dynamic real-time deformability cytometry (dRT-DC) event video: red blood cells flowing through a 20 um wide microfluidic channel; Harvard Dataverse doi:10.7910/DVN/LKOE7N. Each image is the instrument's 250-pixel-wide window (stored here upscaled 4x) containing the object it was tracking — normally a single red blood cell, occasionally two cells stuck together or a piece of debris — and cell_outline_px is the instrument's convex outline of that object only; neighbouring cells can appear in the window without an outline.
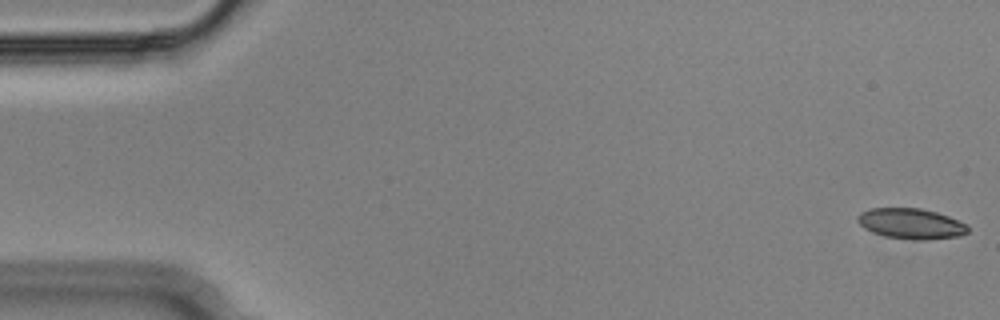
{"species": "Egyptian fruit bat (a non-hibernating species)", "species_latin": "Rousettus aegyptiacus", "temperature_condition": "cold", "stored_images_in_passage": 55, "camera_frame_rate_fps": 3000, "um_per_image_px": 0.085, "animal": {"sex": "male"}, "frame": {"image": 1, "passage_image": 1, "time_ms": 0.0, "image_size_px": [1000, 320], "cell_outline_px": [[968, 232], [960, 236], [928, 240], [912, 240], [884, 236], [872, 232], [864, 228], [856, 220], [856, 216], [860, 212], [868, 208], [920, 208], [936, 212], [948, 216], [968, 224]], "centroid_in_image_um": [77.42, 19.01], "position_along_channel_um": 7.6, "area_um2": 19.88}}
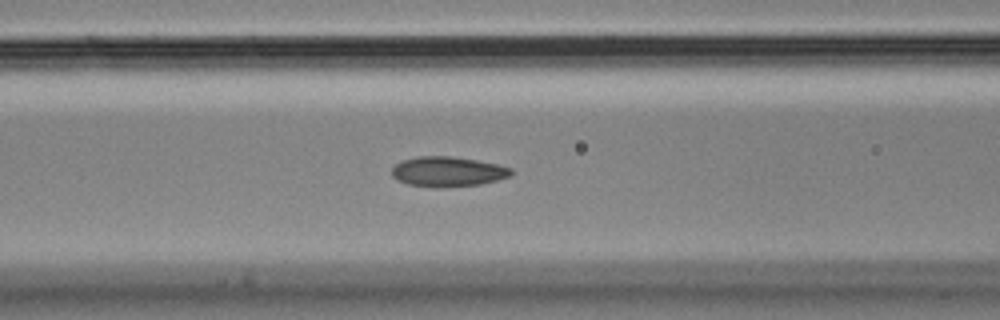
{"frame": {"image": 2, "passage_image": 22, "time_ms": 7.0, "image_size_px": [1000, 320], "cell_outline_px": [[512, 176], [480, 184], [436, 188], [408, 184], [396, 180], [392, 176], [392, 168], [396, 164], [404, 160], [416, 156], [448, 156], [476, 160], [500, 164], [512, 168]], "centroid_in_image_um": [38.07, 14.59], "position_along_channel_um": 128.5, "area_um2": 20.92}}
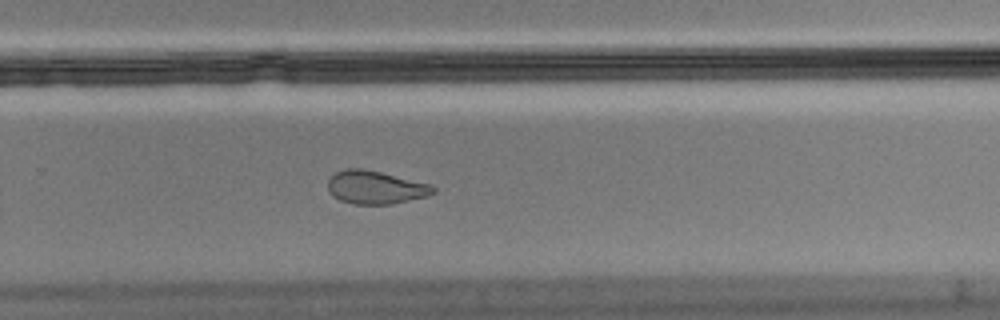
{"frame": {"image": 3, "passage_image": 36, "time_ms": 11.667, "image_size_px": [1000, 320], "cell_outline_px": [[436, 192], [428, 196], [392, 204], [352, 204], [340, 200], [332, 196], [328, 188], [328, 180], [336, 172], [348, 168], [364, 168], [432, 184], [436, 188]], "centroid_in_image_um": [31.94, 15.93], "position_along_channel_um": 297.9, "area_um2": 20.52}}